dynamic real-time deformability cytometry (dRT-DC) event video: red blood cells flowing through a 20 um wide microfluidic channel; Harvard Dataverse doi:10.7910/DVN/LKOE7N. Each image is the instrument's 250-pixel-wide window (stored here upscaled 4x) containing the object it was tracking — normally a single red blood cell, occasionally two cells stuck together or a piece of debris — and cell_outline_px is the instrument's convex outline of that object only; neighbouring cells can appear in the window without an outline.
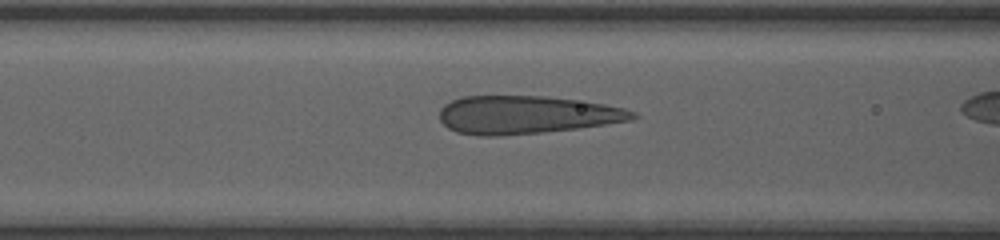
{"species": "human", "species_latin": "Homo sapiens", "temperature_condition": "room temperature", "stored_images_in_passage": 5, "segment_of_instrument_passage": [2, 2], "camera_frame_rate_fps": 3000, "um_per_image_px": 0.085, "donor": {"sex": "female"}, "frame": {"image": 1, "passage_image": 5, "time_ms": 4.0, "image_size_px": [1000, 240], "cell_outline_px": [[640, 116], [632, 120], [576, 128], [540, 132], [500, 136], [480, 136], [456, 132], [448, 128], [440, 120], [440, 108], [444, 104], [452, 100], [464, 96], [548, 96], [604, 104], [624, 108], [636, 112]], "centroid_in_image_um": [44.72, 9.75], "position_along_channel_um": 121.9, "area_um2": 42.77}}